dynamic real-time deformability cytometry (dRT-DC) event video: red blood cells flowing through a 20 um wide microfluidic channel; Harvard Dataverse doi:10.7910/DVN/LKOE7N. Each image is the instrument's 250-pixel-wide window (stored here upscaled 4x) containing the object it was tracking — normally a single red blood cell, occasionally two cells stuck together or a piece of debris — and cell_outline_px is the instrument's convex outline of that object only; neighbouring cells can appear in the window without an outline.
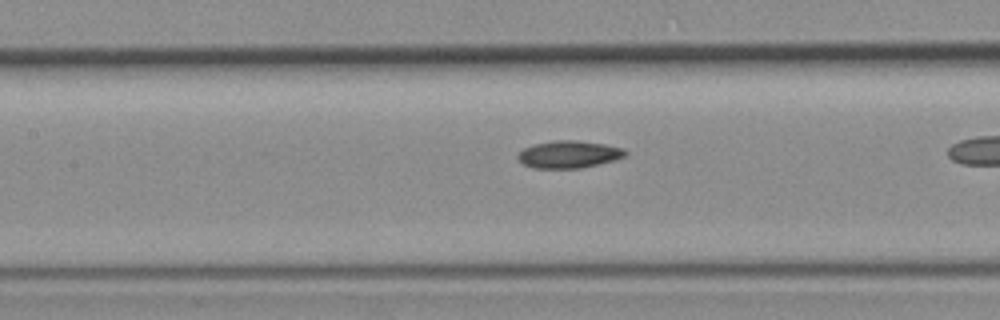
{"species": "common noctule bat (a hibernating species)", "species_latin": "Nyctalus noctula", "temperature_condition": "room temperature", "stored_images_in_passage": 21, "camera_frame_rate_fps": 3000, "um_per_image_px": 0.085, "animal": {"sex": "female", "body_mass_g": 19.3, "forearm_length_mm": 54.1}, "frame": {"image": 1, "passage_image": 7, "time_ms": 2.0, "image_size_px": [1000, 320], "cell_outline_px": [[628, 152], [624, 156], [616, 160], [580, 168], [532, 168], [524, 164], [516, 156], [524, 148], [532, 144], [552, 140], [576, 140], [604, 144], [624, 148]], "centroid_in_image_um": [48.35, 13.11], "position_along_channel_um": 159.0, "area_um2": 17.17}}
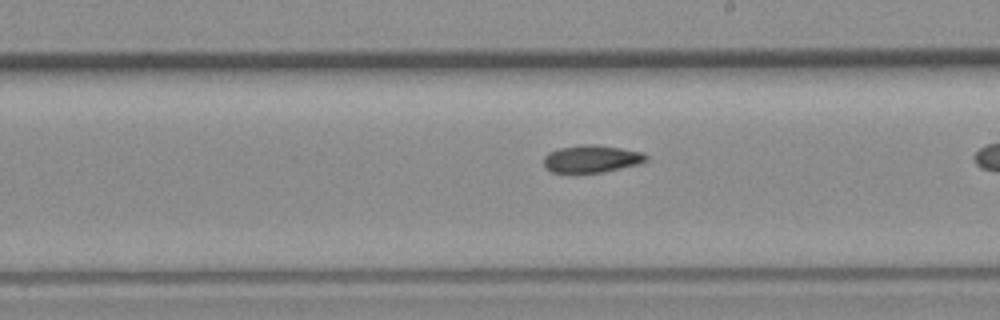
{"frame": {"image": 2, "passage_image": 12, "time_ms": 3.667, "image_size_px": [1000, 320], "cell_outline_px": [[648, 160], [640, 164], [600, 172], [572, 176], [552, 172], [544, 168], [544, 156], [548, 152], [560, 148], [584, 144], [592, 144], [620, 148], [644, 152], [648, 156]], "centroid_in_image_um": [50.23, 13.54], "position_along_channel_um": 238.8, "area_um2": 16.99}}
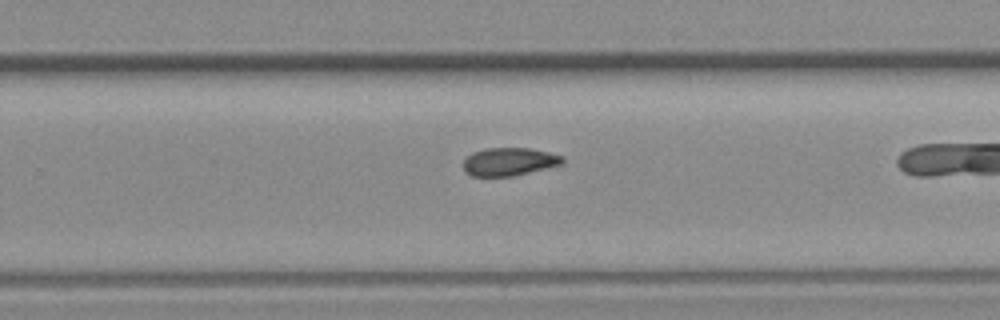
{"frame": {"image": 3, "passage_image": 15, "time_ms": 4.667, "image_size_px": [1000, 320], "cell_outline_px": [[564, 164], [512, 176], [472, 176], [464, 172], [464, 160], [472, 152], [484, 148], [528, 148], [548, 152], [564, 156]], "centroid_in_image_um": [43.28, 13.74], "position_along_channel_um": 286.5, "area_um2": 16.24}}